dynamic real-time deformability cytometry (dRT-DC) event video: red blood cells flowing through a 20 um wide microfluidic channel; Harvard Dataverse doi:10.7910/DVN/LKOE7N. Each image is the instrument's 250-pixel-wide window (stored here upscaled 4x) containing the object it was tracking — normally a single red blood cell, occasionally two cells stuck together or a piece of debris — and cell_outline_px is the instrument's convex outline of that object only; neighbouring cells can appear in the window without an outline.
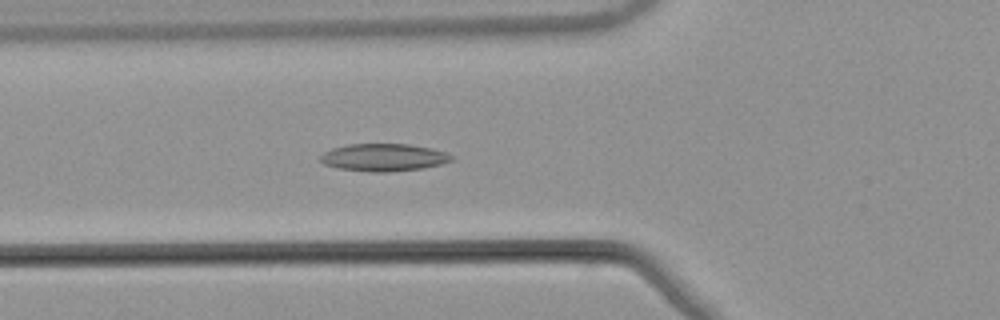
{"species": "common noctule bat (a hibernating species)", "species_latin": "Nyctalus noctula", "temperature_condition": "warm", "stored_images_in_passage": 54, "camera_frame_rate_fps": 3000, "um_per_image_px": 0.085, "animal": {"sex": "male", "body_mass_g": 21.5, "forearm_length_mm": 52.0}, "frame": {"image": 1, "passage_image": 20, "time_ms": 6.333, "image_size_px": [1000, 320], "cell_outline_px": [[452, 160], [440, 164], [424, 168], [388, 172], [372, 172], [336, 168], [324, 164], [320, 160], [320, 156], [324, 152], [332, 148], [348, 144], [408, 144], [432, 148], [448, 152], [452, 156]], "centroid_in_image_um": [32.61, 13.38], "position_along_channel_um": 93.2, "area_um2": 21.1}}
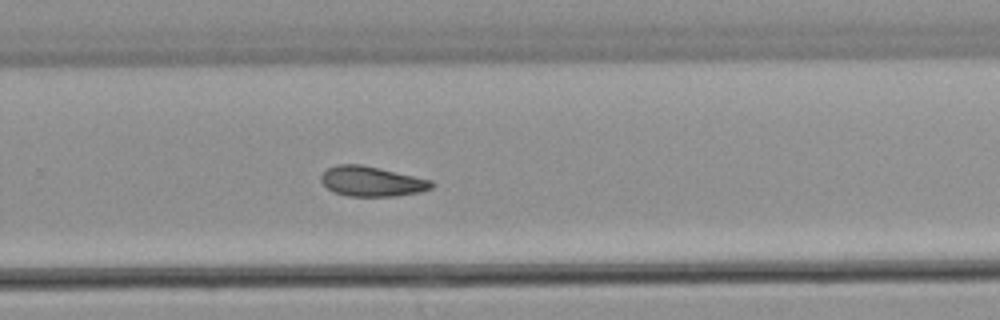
{"frame": {"image": 2, "passage_image": 36, "time_ms": 11.667, "image_size_px": [1000, 320], "cell_outline_px": [[436, 184], [432, 188], [420, 192], [396, 196], [348, 196], [332, 192], [320, 180], [320, 176], [328, 168], [336, 164], [360, 164], [432, 180]], "centroid_in_image_um": [31.6, 15.42], "position_along_channel_um": 298.2, "area_um2": 19.31}}
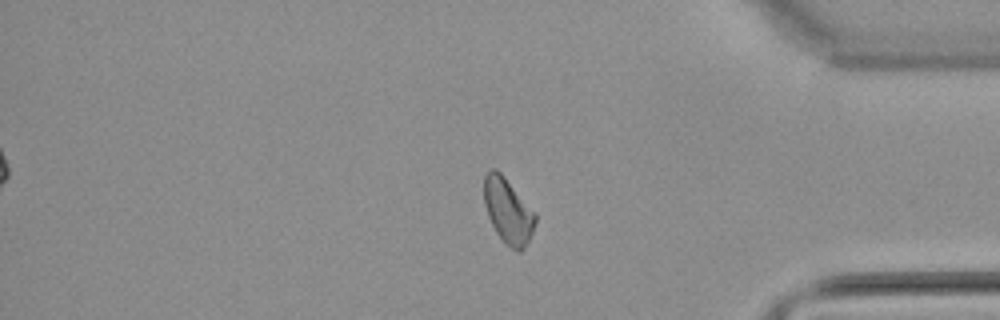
{"frame": {"image": 3, "passage_image": 45, "time_ms": 14.667, "image_size_px": [1000, 320], "cell_outline_px": [[536, 220], [532, 232], [524, 248], [520, 252], [516, 252], [504, 244], [496, 232], [488, 216], [484, 204], [484, 176], [488, 168], [496, 168], [504, 176], [536, 212]], "centroid_in_image_um": [43.17, 17.92], "position_along_channel_um": 392.0, "area_um2": 19.71}}